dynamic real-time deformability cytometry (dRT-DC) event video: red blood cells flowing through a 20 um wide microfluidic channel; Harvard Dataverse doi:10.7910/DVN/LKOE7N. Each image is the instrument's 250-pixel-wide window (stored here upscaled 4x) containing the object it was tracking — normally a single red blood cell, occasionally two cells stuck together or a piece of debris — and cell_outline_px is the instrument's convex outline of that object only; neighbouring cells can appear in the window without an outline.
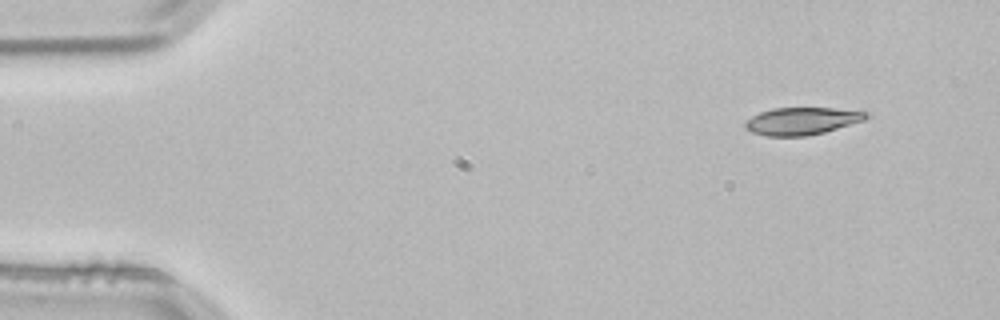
{"species": "common noctule bat (a hibernating species)", "species_latin": "Nyctalus noctula", "temperature_condition": "room temperature", "stored_images_in_passage": 2, "camera_frame_rate_fps": 3000, "um_per_image_px": 0.085, "animal": {"sex": "male", "body_mass_g": 21.5, "forearm_length_mm": 52.0}, "frame": {"image": 1, "passage_image": 1, "time_ms": 0.0, "image_size_px": [1000, 320], "cell_outline_px": [[872, 116], [864, 120], [824, 132], [804, 136], [768, 136], [752, 132], [744, 128], [744, 120], [760, 112], [772, 108], [832, 108], [868, 112]], "centroid_in_image_um": [68.14, 10.28], "position_along_channel_um": 16.9, "area_um2": 19.31}}